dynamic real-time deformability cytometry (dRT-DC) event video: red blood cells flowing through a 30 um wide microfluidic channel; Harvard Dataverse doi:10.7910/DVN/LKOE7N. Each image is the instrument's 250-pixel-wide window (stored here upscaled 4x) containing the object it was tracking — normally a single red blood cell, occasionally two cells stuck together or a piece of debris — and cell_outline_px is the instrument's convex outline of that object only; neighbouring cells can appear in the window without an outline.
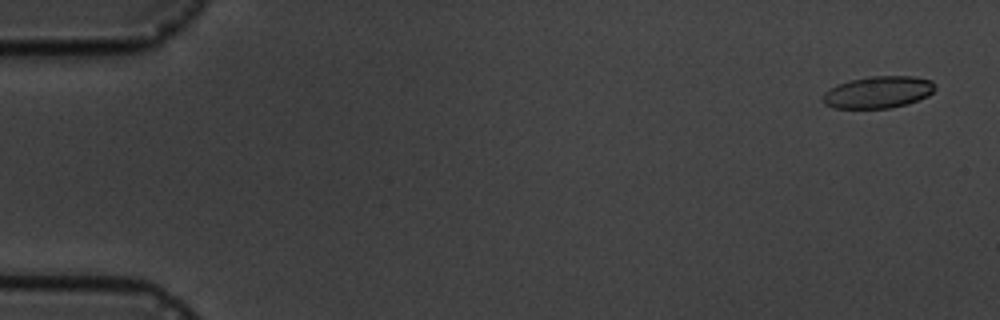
{"species": "common noctule bat (a hibernating species)", "species_latin": "Nyctalus noctula", "temperature_condition": "cold", "stored_images_in_passage": 6, "camera_frame_rate_fps": 3000, "um_per_image_px": 0.085, "animal": {"sex": "male", "body_mass_g": 19.5, "forearm_length_mm": 54.6}, "frame": {"image": 1, "passage_image": 1, "time_ms": 0.0, "image_size_px": [1000, 320], "cell_outline_px": [[936, 88], [928, 96], [908, 104], [888, 108], [832, 108], [824, 104], [820, 100], [824, 92], [836, 84], [848, 80], [868, 76], [912, 76], [932, 80], [936, 84]], "centroid_in_image_um": [74.61, 7.83], "position_along_channel_um": 10.4, "area_um2": 21.27}}
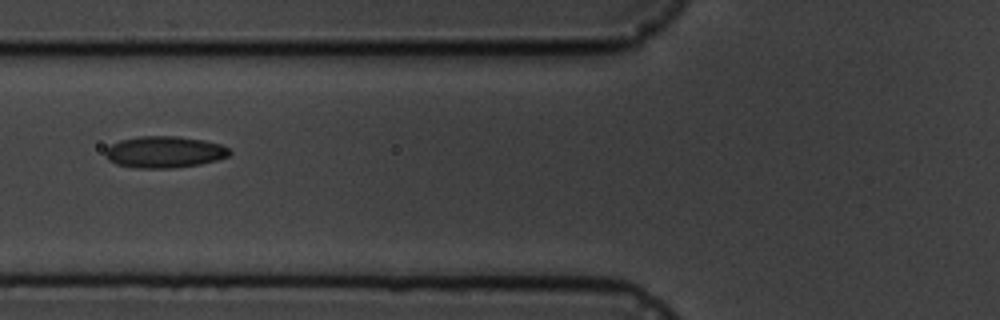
{"frame": {"image": 2, "passage_image": 5, "time_ms": 6.667, "image_size_px": [1000, 320], "cell_outline_px": [[232, 152], [228, 156], [216, 160], [200, 164], [172, 168], [136, 168], [116, 164], [108, 160], [104, 156], [104, 152], [112, 144], [120, 140], [140, 136], [176, 136], [204, 140], [220, 144], [228, 148]], "centroid_in_image_um": [13.96, 12.92], "position_along_channel_um": 111.8, "area_um2": 22.89}}
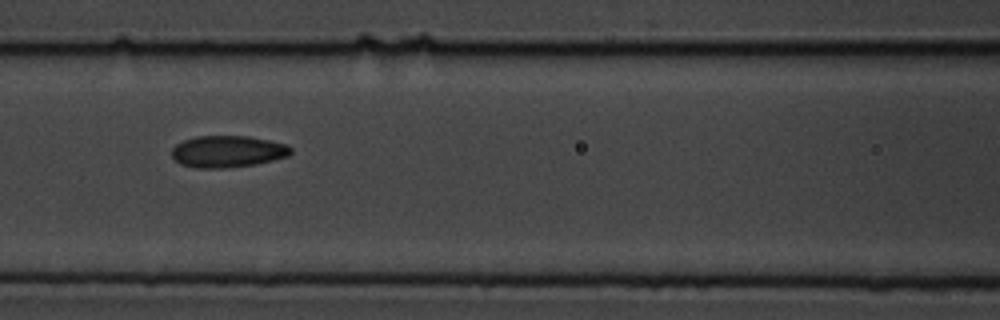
{"frame": {"image": 3, "passage_image": 6, "time_ms": 7.667, "image_size_px": [1000, 320], "cell_outline_px": [[292, 152], [288, 156], [256, 164], [224, 168], [196, 168], [180, 164], [172, 156], [172, 148], [176, 144], [184, 140], [196, 136], [248, 136], [288, 144], [292, 148]], "centroid_in_image_um": [19.35, 12.87], "position_along_channel_um": 147.2, "area_um2": 22.08}}